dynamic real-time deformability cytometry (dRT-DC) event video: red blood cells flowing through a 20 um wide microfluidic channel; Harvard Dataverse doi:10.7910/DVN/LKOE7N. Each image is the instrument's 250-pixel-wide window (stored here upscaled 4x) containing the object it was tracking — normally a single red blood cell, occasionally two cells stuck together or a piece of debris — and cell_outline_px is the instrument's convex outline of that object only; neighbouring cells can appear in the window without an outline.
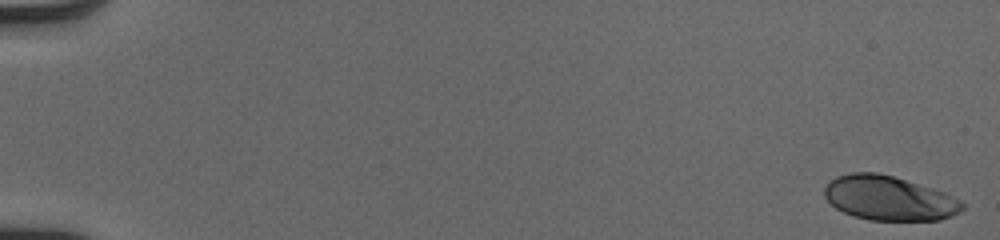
{"species": "human", "species_latin": "Homo sapiens", "temperature_condition": "cold", "stored_images_in_passage": 52, "camera_frame_rate_fps": 3000, "um_per_image_px": 0.085, "donor": {"sex": "male"}, "frame": {"image": 1, "passage_image": 1, "time_ms": 0.0, "image_size_px": [1000, 240], "cell_outline_px": [[964, 208], [960, 212], [952, 216], [940, 220], [868, 220], [852, 216], [836, 208], [824, 196], [824, 188], [828, 180], [836, 176], [852, 172], [876, 172], [892, 176], [944, 192], [960, 200], [964, 204]], "centroid_in_image_um": [75.54, 16.85], "position_along_channel_um": 9.5, "area_um2": 35.72}}
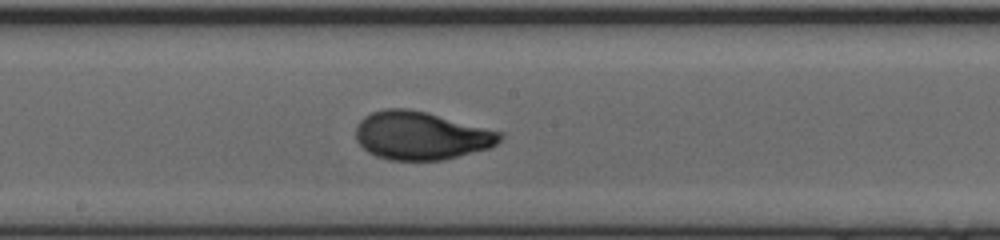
{"frame": {"image": 2, "passage_image": 30, "time_ms": 9.667, "image_size_px": [1000, 240], "cell_outline_px": [[504, 136], [496, 144], [488, 148], [444, 160], [388, 160], [376, 156], [368, 152], [356, 140], [356, 124], [364, 116], [372, 112], [384, 108], [408, 108], [428, 112], [504, 132]], "centroid_in_image_um": [35.79, 11.51], "position_along_channel_um": 212.4, "area_um2": 40.81}}
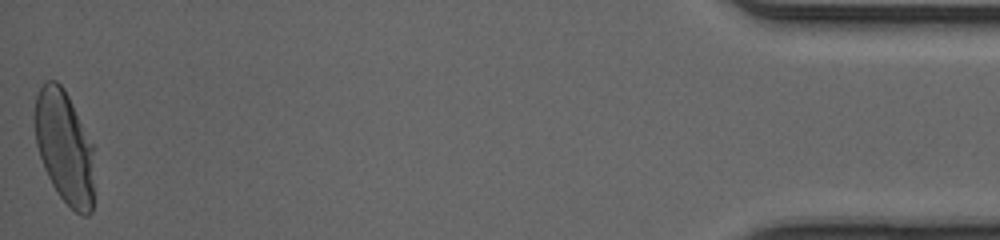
{"frame": {"image": 3, "passage_image": 52, "time_ms": 17.0, "image_size_px": [1000, 240], "cell_outline_px": [[92, 212], [88, 216], [80, 216], [60, 196], [52, 184], [44, 168], [36, 144], [32, 116], [36, 96], [44, 80], [56, 80], [64, 88], [92, 144]], "centroid_in_image_um": [5.42, 12.46], "position_along_channel_um": 429.8, "area_um2": 38.96}, "authors_computed_cell_mechanics": {"area_um2": 38.6971, "velocity_mm_per_s": 4.1103, "shape_relaxation_time_tau1_ms": 3.986, "shape_relaxation_time_tau2_ms": null, "deformation_change_tau1": 0.1909, "deformation_change_tau2": null}}